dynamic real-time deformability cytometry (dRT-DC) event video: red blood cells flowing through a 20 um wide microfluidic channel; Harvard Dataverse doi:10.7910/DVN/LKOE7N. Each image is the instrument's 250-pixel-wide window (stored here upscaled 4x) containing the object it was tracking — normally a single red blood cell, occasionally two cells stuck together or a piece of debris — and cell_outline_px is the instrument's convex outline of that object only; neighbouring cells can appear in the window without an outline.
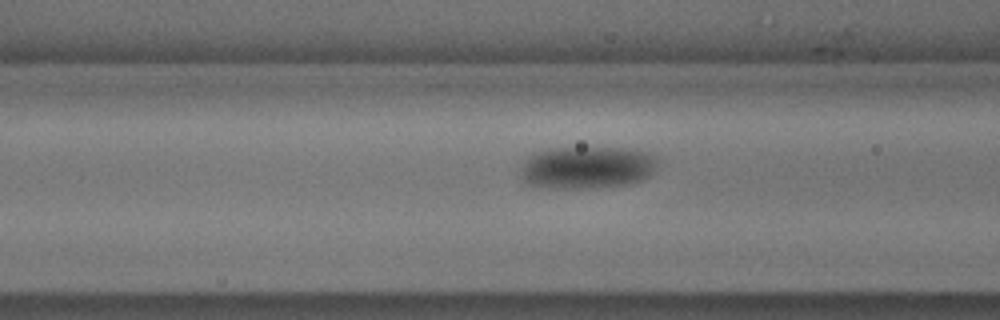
{"species": "common noctule bat (a hibernating species)", "species_latin": "Nyctalus noctula", "temperature_condition": "cold", "stored_images_in_passage": 15, "camera_frame_rate_fps": 3000, "um_per_image_px": 0.085, "animal": {"sex": "male", "body_mass_g": 18.8}, "frame": {"image": 1, "passage_image": 13, "time_ms": 4.0, "image_size_px": [1000, 320], "cell_outline_px": [[656, 168], [644, 180], [632, 184], [596, 188], [552, 188], [528, 184], [520, 176], [520, 168], [528, 156], [540, 152], [556, 148], [624, 148], [648, 152], [656, 160]], "centroid_in_image_um": [49.91, 14.25], "position_along_channel_um": 116.7, "area_um2": 33.87}}